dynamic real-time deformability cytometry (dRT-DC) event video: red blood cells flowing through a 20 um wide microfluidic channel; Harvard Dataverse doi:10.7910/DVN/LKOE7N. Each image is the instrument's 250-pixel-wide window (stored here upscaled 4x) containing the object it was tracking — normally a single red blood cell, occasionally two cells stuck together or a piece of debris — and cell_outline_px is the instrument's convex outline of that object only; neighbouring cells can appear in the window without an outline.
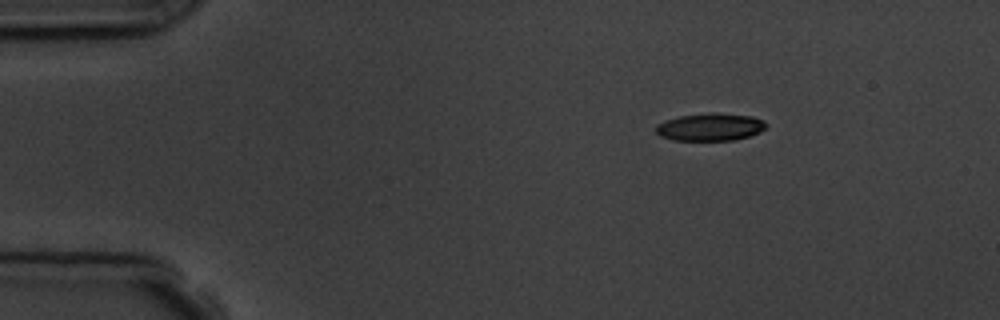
{"species": "common noctule bat (a hibernating species)", "species_latin": "Nyctalus noctula", "temperature_condition": "room temperature", "stored_images_in_passage": 6, "camera_frame_rate_fps": 3000, "um_per_image_px": 0.085, "animal": {"sex": "male", "body_mass_g": 19.5, "forearm_length_mm": 54.6}, "frame": {"image": 1, "passage_image": 6, "time_ms": 6.0, "image_size_px": [1000, 320], "cell_outline_px": [[768, 124], [760, 132], [736, 140], [672, 140], [660, 136], [656, 132], [656, 124], [680, 116], [712, 112], [752, 116], [764, 120]], "centroid_in_image_um": [60.39, 10.79], "position_along_channel_um": 24.6, "area_um2": 17.69}}